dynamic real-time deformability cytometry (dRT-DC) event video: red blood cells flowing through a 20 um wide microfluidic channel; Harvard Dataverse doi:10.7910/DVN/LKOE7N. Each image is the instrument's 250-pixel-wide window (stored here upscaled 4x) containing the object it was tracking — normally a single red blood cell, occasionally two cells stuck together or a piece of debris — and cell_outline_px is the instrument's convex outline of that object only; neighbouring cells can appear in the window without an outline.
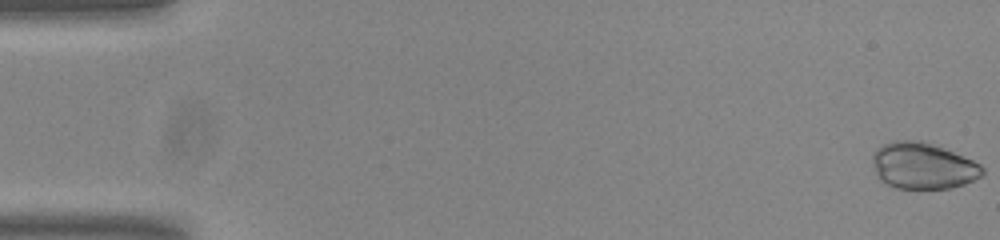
{"species": "common noctule bat (a hibernating species)", "species_latin": "Nyctalus noctula", "temperature_condition": "room temperature", "stored_images_in_passage": 7, "camera_frame_rate_fps": 3000, "um_per_image_px": 0.085, "animal": {"sex": "male", "body_mass_g": 20.0, "forearm_length_mm": 53.3}, "frame": {"image": 1, "passage_image": 1, "time_ms": 0.0, "image_size_px": [1000, 240], "cell_outline_px": [[984, 172], [980, 176], [964, 184], [948, 188], [896, 188], [880, 180], [876, 176], [872, 164], [872, 156], [876, 148], [892, 140], [924, 140], [972, 160], [980, 164], [984, 168]], "centroid_in_image_um": [78.4, 14.08], "position_along_channel_um": 6.6, "area_um2": 29.71}}